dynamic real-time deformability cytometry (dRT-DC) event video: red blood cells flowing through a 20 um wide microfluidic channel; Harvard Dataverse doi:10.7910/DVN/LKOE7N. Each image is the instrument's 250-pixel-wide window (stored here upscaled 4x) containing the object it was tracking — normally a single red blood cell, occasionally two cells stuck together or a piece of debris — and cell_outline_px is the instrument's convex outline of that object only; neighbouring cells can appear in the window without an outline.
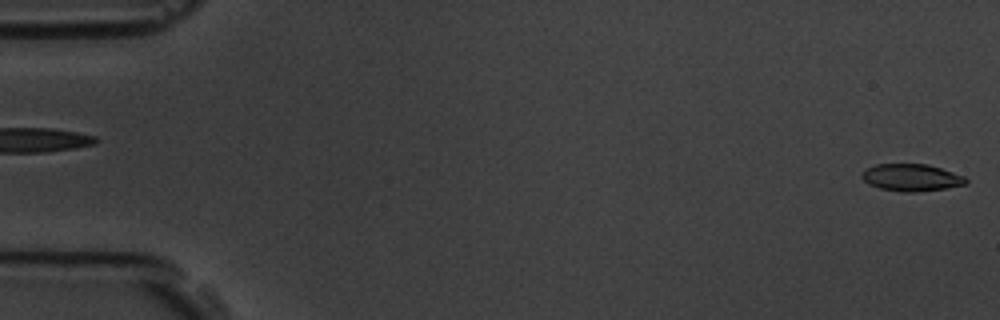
{"species": "common noctule bat (a hibernating species)", "species_latin": "Nyctalus noctula", "temperature_condition": "room temperature", "stored_images_in_passage": 6, "segment_of_instrument_passage": [2, 2], "camera_frame_rate_fps": 3000, "um_per_image_px": 0.085, "animal": {"sex": "male", "body_mass_g": 19.5, "forearm_length_mm": 54.6}, "frame": {"image": 1, "passage_image": 6, "time_ms": 5.667, "image_size_px": [1000, 320], "cell_outline_px": [[968, 184], [944, 188], [916, 192], [900, 192], [880, 188], [868, 184], [860, 176], [864, 168], [876, 164], [928, 164], [964, 176], [968, 180]], "centroid_in_image_um": [77.43, 15.09], "position_along_channel_um": 7.6, "area_um2": 16.53}}